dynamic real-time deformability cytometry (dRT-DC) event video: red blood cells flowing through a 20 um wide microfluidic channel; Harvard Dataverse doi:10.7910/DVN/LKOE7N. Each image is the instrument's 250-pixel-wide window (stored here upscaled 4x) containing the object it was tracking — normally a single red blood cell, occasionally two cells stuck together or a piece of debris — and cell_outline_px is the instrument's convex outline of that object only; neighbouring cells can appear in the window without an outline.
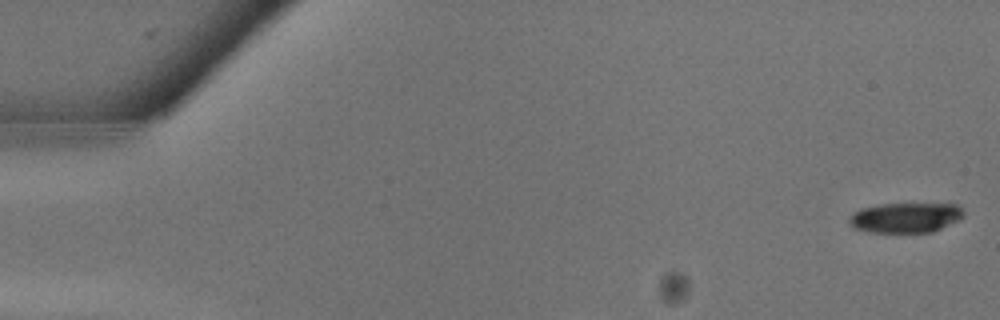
{"species": "common noctule bat (a hibernating species)", "species_latin": "Nyctalus noctula", "temperature_condition": "warm", "stored_images_in_passage": 6, "camera_frame_rate_fps": 3000, "um_per_image_px": 0.085, "animal": {"sex": "male", "body_mass_g": 13.3}, "frame": {"image": 1, "passage_image": 1, "time_ms": 0.0, "image_size_px": [1000, 320], "cell_outline_px": [[964, 216], [960, 220], [932, 232], [868, 232], [856, 228], [848, 224], [848, 220], [852, 212], [860, 208], [880, 204], [956, 204], [964, 212]], "centroid_in_image_um": [76.95, 18.5], "position_along_channel_um": 8.1, "area_um2": 20.11}}
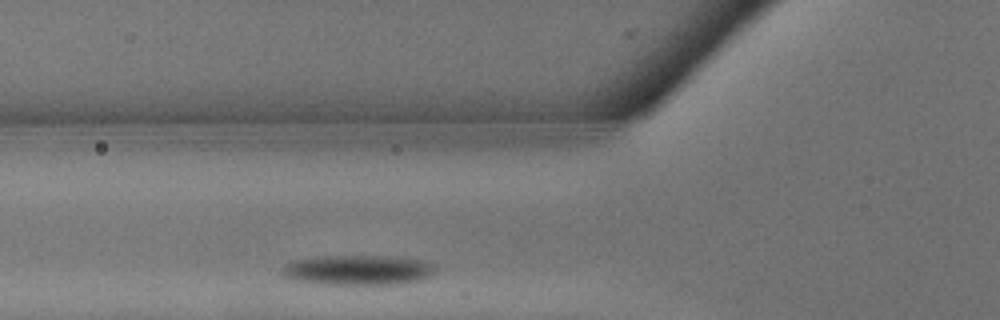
{"frame": {"image": 2, "passage_image": 6, "time_ms": 1.667, "image_size_px": [1000, 320], "cell_outline_px": [[436, 268], [428, 276], [420, 280], [392, 284], [304, 284], [292, 280], [284, 276], [280, 272], [288, 264], [296, 260], [316, 256], [380, 256], [420, 260], [432, 264]], "centroid_in_image_um": [30.32, 22.97], "position_along_channel_um": 95.5, "area_um2": 26.59}}